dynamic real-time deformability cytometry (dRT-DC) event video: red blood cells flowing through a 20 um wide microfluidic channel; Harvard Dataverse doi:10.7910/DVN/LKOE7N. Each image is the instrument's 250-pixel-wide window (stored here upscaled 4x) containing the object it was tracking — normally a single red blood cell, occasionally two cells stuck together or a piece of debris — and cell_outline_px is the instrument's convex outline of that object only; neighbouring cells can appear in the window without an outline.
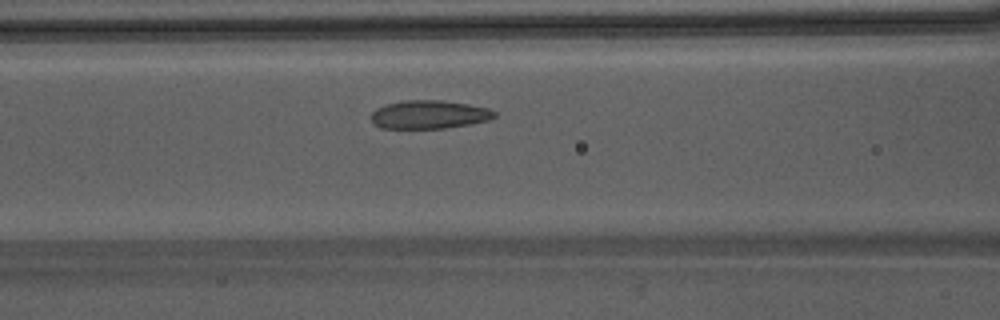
{"species": "Egyptian fruit bat (a non-hibernating species)", "species_latin": "Rousettus aegyptiacus", "temperature_condition": "warm", "stored_images_in_passage": 29, "camera_frame_rate_fps": 3000, "um_per_image_px": 0.085, "animal": {"sex": "male"}, "frame": {"image": 1, "passage_image": 5, "time_ms": 1.333, "image_size_px": [1000, 320], "cell_outline_px": [[496, 116], [488, 120], [468, 124], [444, 128], [380, 128], [372, 124], [372, 112], [376, 108], [384, 104], [404, 100], [444, 100], [468, 104], [488, 108], [496, 112]], "centroid_in_image_um": [36.44, 9.73], "position_along_channel_um": 130.2, "area_um2": 20.46}}
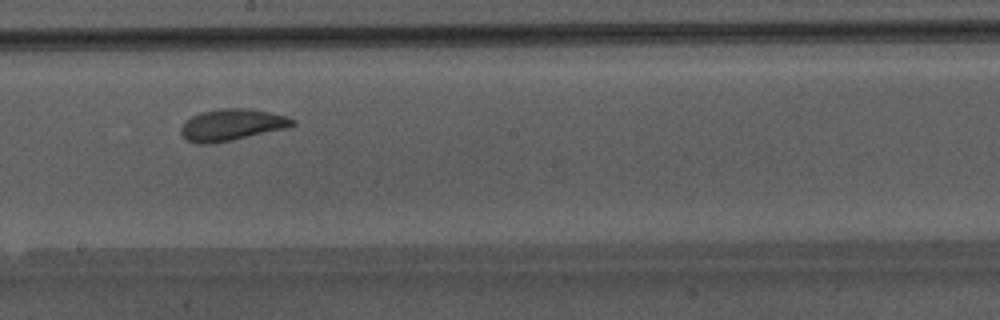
{"frame": {"image": 2, "passage_image": 12, "time_ms": 3.667, "image_size_px": [1000, 320], "cell_outline_px": [[296, 124], [288, 128], [232, 140], [208, 144], [196, 144], [188, 140], [180, 132], [180, 128], [184, 120], [200, 112], [220, 108], [252, 108], [288, 116], [296, 120]], "centroid_in_image_um": [19.72, 10.6], "position_along_channel_um": 228.5, "area_um2": 20.87}}
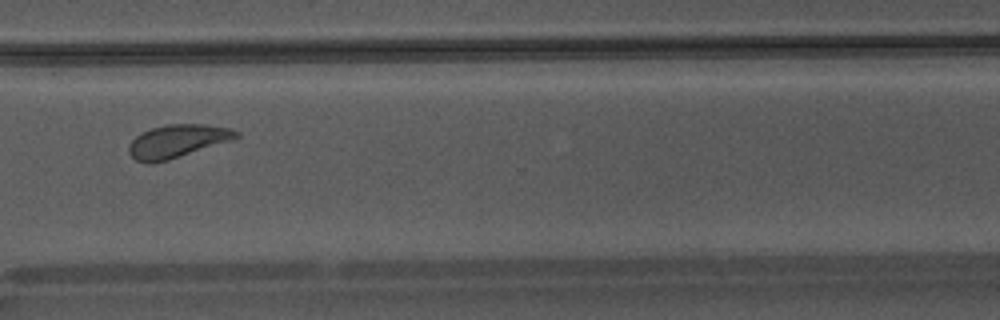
{"frame": {"image": 3, "passage_image": 21, "time_ms": 6.667, "image_size_px": [1000, 320], "cell_outline_px": [[240, 136], [232, 140], [168, 160], [152, 164], [148, 164], [136, 160], [128, 152], [128, 144], [140, 132], [152, 128], [168, 124], [204, 124], [232, 128], [240, 132]], "centroid_in_image_um": [15.07, 12.0], "position_along_channel_um": 355.5, "area_um2": 20.81}, "authors_computed_cell_mechanics": {"area_um2": 20.4612, "velocity_mm_per_s": 4.2309, "shape_relaxation_time_tau1_ms": 3.3421, "shape_relaxation_time_tau2_ms": 1.0904, "deformation_change_tau1": 0.0992, "deformation_change_tau2": 0.0719}}